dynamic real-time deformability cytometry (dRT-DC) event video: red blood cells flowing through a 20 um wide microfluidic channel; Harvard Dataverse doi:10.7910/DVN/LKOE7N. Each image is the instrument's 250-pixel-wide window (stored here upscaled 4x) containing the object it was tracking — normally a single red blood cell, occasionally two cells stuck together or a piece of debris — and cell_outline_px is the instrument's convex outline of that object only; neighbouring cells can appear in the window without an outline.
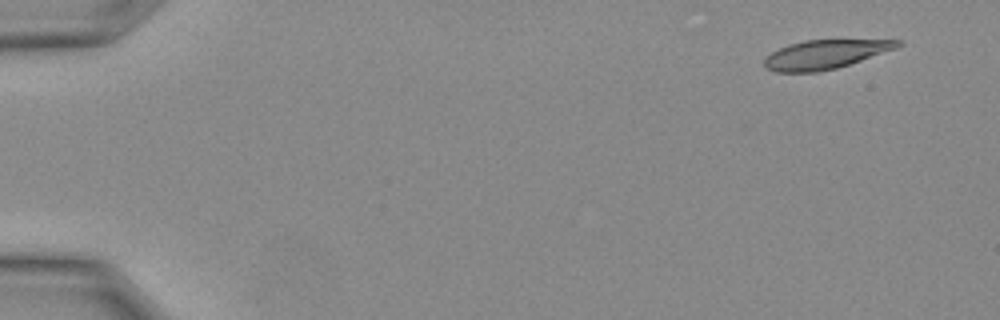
{"species": "Egyptian fruit bat (a non-hibernating species)", "species_latin": "Rousettus aegyptiacus", "temperature_condition": "warm", "stored_images_in_passage": 27, "camera_frame_rate_fps": 3000, "um_per_image_px": 0.085, "animal": {"sex": "female"}, "frame": {"image": 1, "passage_image": 1, "time_ms": 0.0, "image_size_px": [1000, 320], "cell_outline_px": [[900, 44], [896, 48], [836, 68], [820, 72], [776, 72], [764, 68], [764, 60], [772, 52], [788, 44], [804, 40], [900, 40]], "centroid_in_image_um": [70.07, 4.63], "position_along_channel_um": 14.9, "area_um2": 22.14}}
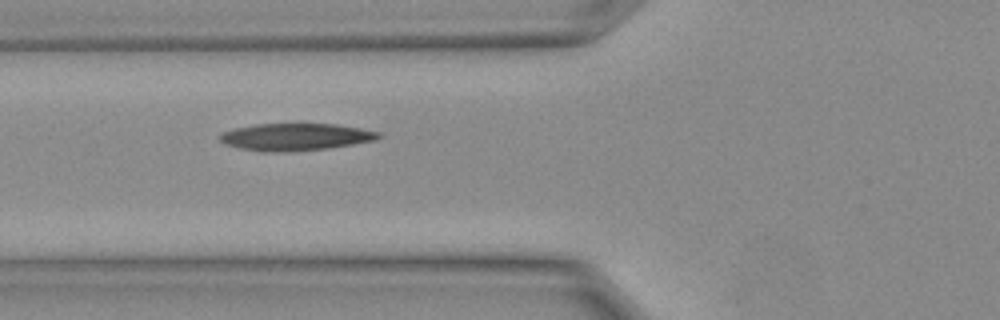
{"frame": {"image": 2, "passage_image": 10, "time_ms": 3.0, "image_size_px": [1000, 320], "cell_outline_px": [[384, 136], [376, 140], [328, 148], [292, 152], [260, 152], [240, 148], [224, 144], [220, 140], [220, 136], [224, 132], [236, 128], [256, 124], [336, 124], [360, 128], [380, 132]], "centroid_in_image_um": [25.15, 11.65], "position_along_channel_um": 100.7, "area_um2": 25.2}}
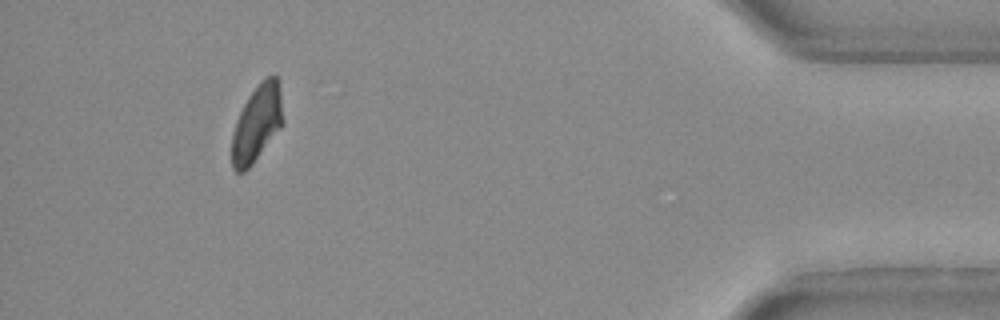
{"frame": {"image": 3, "passage_image": 25, "time_ms": 8.0, "image_size_px": [1000, 320], "cell_outline_px": [[280, 128], [252, 164], [244, 172], [236, 172], [232, 168], [232, 136], [236, 120], [248, 96], [260, 80], [268, 76], [276, 76], [280, 88]], "centroid_in_image_um": [21.78, 10.5], "position_along_channel_um": 413.4, "area_um2": 22.14}}